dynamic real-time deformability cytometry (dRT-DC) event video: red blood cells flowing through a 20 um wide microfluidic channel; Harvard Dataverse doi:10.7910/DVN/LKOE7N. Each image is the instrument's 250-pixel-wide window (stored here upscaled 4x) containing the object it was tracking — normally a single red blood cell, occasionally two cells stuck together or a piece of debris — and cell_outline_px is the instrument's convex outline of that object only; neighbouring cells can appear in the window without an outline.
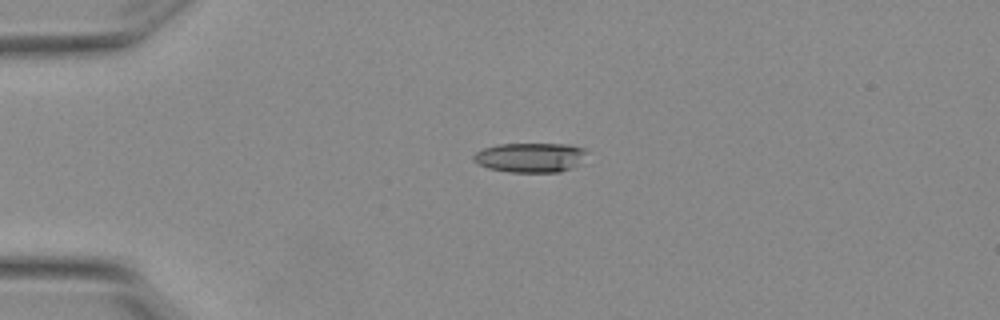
{"species": "Egyptian fruit bat (a non-hibernating species)", "species_latin": "Rousettus aegyptiacus", "temperature_condition": "warm", "stored_images_in_passage": 5, "camera_frame_rate_fps": 3000, "um_per_image_px": 0.085, "animal": {"sex": "female"}, "frame": {"image": 1, "passage_image": 5, "time_ms": 1.333, "image_size_px": [1000, 320], "cell_outline_px": [[584, 152], [576, 164], [572, 168], [560, 172], [508, 172], [488, 168], [472, 160], [472, 156], [476, 152], [484, 148], [496, 144], [568, 144], [584, 148]], "centroid_in_image_um": [44.99, 13.38], "position_along_channel_um": 40.0, "area_um2": 19.25}}